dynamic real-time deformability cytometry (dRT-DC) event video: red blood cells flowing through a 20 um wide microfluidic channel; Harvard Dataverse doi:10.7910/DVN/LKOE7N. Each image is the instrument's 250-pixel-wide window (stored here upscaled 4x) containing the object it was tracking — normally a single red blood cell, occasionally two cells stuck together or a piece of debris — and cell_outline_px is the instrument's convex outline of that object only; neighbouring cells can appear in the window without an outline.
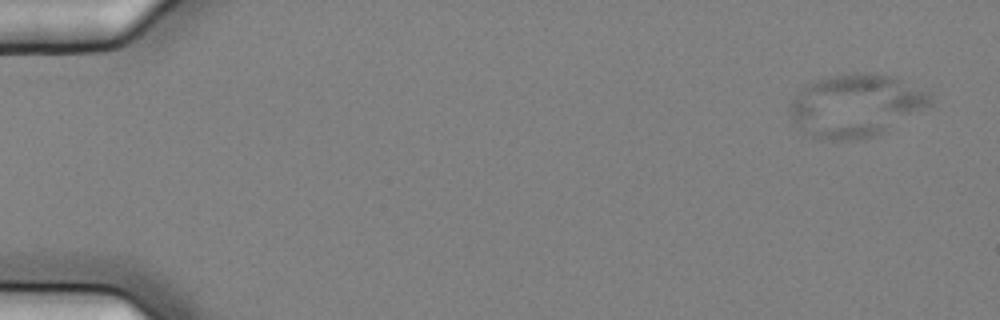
{"species": "common noctule bat (a hibernating species)", "species_latin": "Nyctalus noctula", "temperature_condition": "cold", "stored_images_in_passage": 4, "camera_frame_rate_fps": 3000, "um_per_image_px": 0.085, "animal": {"sex": "female", "body_mass_g": 25.1}, "frame": {"image": 1, "passage_image": 1, "time_ms": 0.0, "image_size_px": [1000, 320], "cell_outline_px": [[932, 104], [888, 132], [864, 140], [816, 140], [788, 112], [788, 104], [792, 96], [804, 84], [816, 80], [832, 76], [852, 72], [868, 72], [896, 76], [932, 96]], "centroid_in_image_um": [72.75, 8.97], "position_along_channel_um": 12.2, "area_um2": 51.96}}